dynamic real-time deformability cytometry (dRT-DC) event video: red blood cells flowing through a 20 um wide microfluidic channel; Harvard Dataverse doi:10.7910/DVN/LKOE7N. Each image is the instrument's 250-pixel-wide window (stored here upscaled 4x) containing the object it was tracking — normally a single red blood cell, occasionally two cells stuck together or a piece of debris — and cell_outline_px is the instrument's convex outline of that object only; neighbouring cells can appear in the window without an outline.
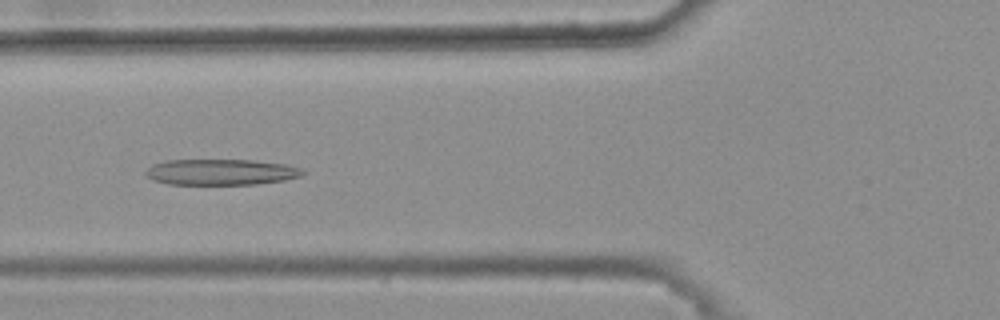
{"species": "common noctule bat (a hibernating species)", "species_latin": "Nyctalus noctula", "temperature_condition": "warm", "stored_images_in_passage": 41, "camera_frame_rate_fps": 3000, "um_per_image_px": 0.085, "animal": {"sex": "female", "body_mass_g": 25.1}, "frame": {"image": 1, "passage_image": 19, "time_ms": 6.0, "image_size_px": [1000, 320], "cell_outline_px": [[308, 172], [300, 176], [284, 180], [256, 184], [168, 184], [152, 180], [144, 172], [152, 164], [168, 160], [252, 160], [284, 164], [304, 168]], "centroid_in_image_um": [18.81, 14.62], "position_along_channel_um": 107.0, "area_um2": 23.76}}
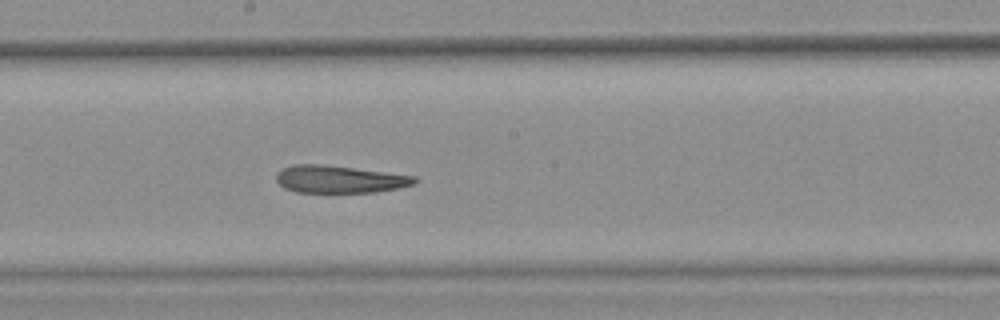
{"frame": {"image": 2, "passage_image": 28, "time_ms": 9.0, "image_size_px": [1000, 320], "cell_outline_px": [[420, 180], [412, 184], [400, 188], [376, 192], [296, 192], [284, 188], [276, 180], [276, 172], [280, 168], [292, 164], [320, 164], [416, 176]], "centroid_in_image_um": [28.82, 15.23], "position_along_channel_um": 219.4, "area_um2": 22.14}}
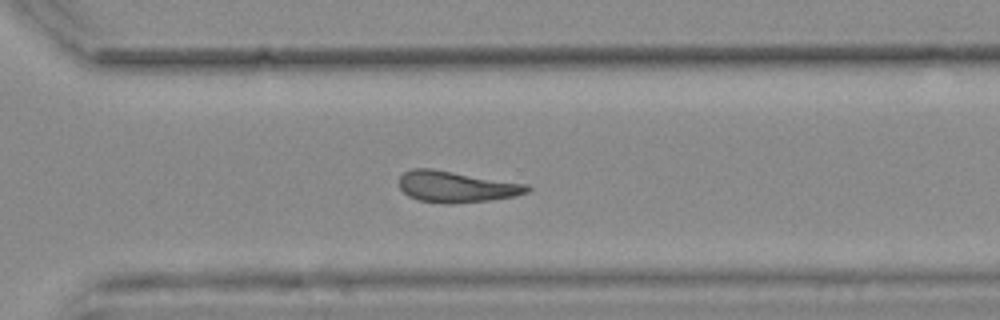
{"frame": {"image": 3, "passage_image": 37, "time_ms": 12.0, "image_size_px": [1000, 320], "cell_outline_px": [[532, 188], [528, 192], [516, 196], [492, 200], [452, 204], [440, 204], [416, 200], [408, 196], [400, 188], [400, 176], [404, 172], [412, 168], [432, 168], [528, 184]], "centroid_in_image_um": [38.79, 15.88], "position_along_channel_um": 331.8, "area_um2": 23.7}, "authors_computed_cell_mechanics": {"area_um2": 24.1604, "velocity_mm_per_s": 3.7481, "shape_relaxation_time_tau1_ms": null, "shape_relaxation_time_tau2_ms": 4.7102, "deformation_change_tau1": null, "deformation_change_tau2": 0.1549}}